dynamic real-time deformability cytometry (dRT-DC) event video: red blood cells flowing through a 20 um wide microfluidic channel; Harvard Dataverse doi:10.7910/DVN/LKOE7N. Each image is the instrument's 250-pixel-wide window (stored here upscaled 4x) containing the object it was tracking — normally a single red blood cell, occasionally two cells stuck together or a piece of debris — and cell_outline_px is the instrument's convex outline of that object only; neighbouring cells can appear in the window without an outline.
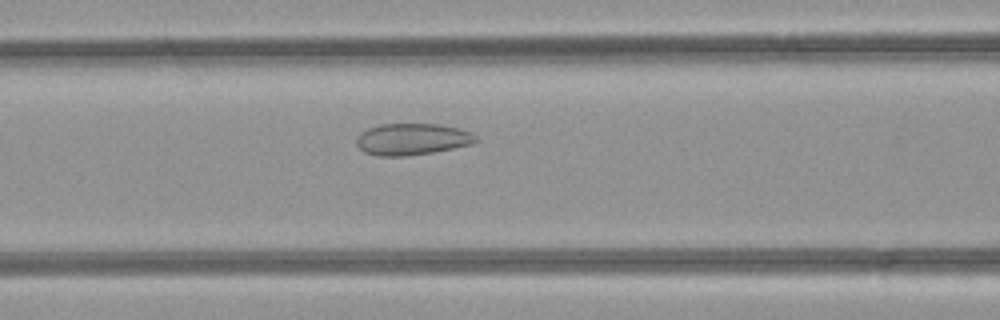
{"species": "common noctule bat (a hibernating species)", "species_latin": "Nyctalus noctula", "temperature_condition": "room temperature", "stored_images_in_passage": 34, "camera_frame_rate_fps": 3000, "um_per_image_px": 0.085, "animal": {"sex": "female", "body_mass_g": 21.9}, "frame": {"image": 1, "passage_image": 6, "time_ms": 1.667, "image_size_px": [1000, 320], "cell_outline_px": [[480, 140], [472, 144], [432, 152], [404, 156], [376, 156], [364, 152], [356, 144], [356, 140], [360, 132], [368, 128], [380, 124], [440, 124], [460, 128], [472, 132]], "centroid_in_image_um": [35.04, 11.82], "position_along_channel_um": 131.6, "area_um2": 22.14}}
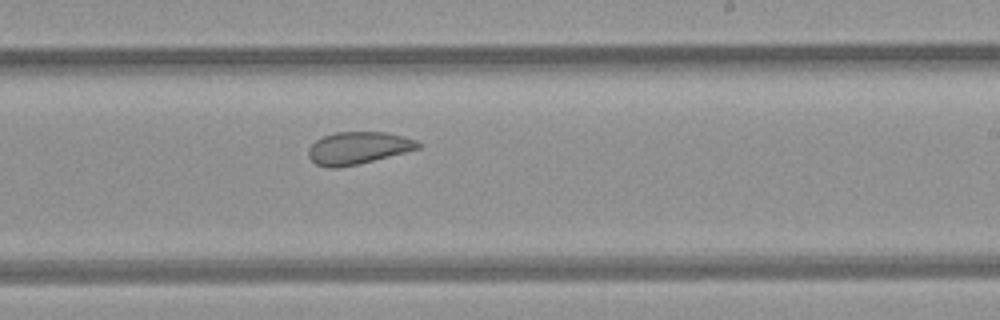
{"frame": {"image": 2, "passage_image": 15, "time_ms": 4.667, "image_size_px": [1000, 320], "cell_outline_px": [[420, 148], [356, 164], [336, 168], [328, 168], [316, 164], [308, 156], [308, 148], [316, 140], [324, 136], [336, 132], [384, 132], [404, 136], [416, 140], [420, 144]], "centroid_in_image_um": [30.41, 12.57], "position_along_channel_um": 258.6, "area_um2": 20.35}}
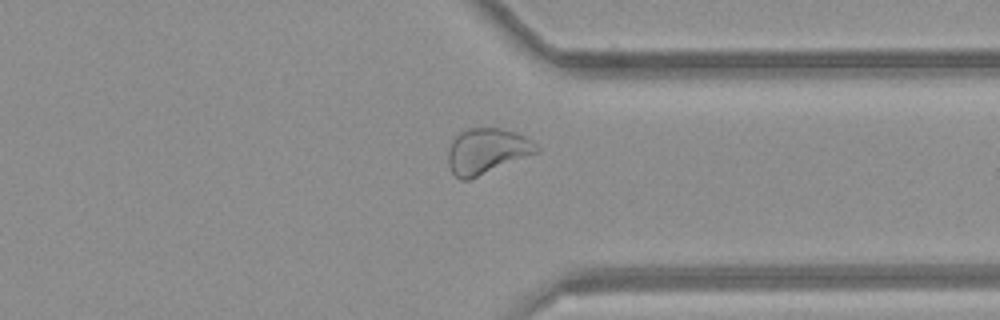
{"frame": {"image": 3, "passage_image": 23, "time_ms": 7.333, "image_size_px": [1000, 320], "cell_outline_px": [[540, 152], [468, 180], [460, 180], [452, 172], [448, 164], [448, 152], [452, 140], [460, 132], [468, 128], [500, 128], [524, 136], [536, 144], [540, 148]], "centroid_in_image_um": [41.38, 12.85], "position_along_channel_um": 370.0, "area_um2": 23.35}, "authors_computed_cell_mechanics": {"area_um2": 22.3108, "velocity_mm_per_s": 4.2369, "shape_relaxation_time_tau1_ms": null, "shape_relaxation_time_tau2_ms": 1.761, "deformation_change_tau1": null, "deformation_change_tau2": 0.0692}}